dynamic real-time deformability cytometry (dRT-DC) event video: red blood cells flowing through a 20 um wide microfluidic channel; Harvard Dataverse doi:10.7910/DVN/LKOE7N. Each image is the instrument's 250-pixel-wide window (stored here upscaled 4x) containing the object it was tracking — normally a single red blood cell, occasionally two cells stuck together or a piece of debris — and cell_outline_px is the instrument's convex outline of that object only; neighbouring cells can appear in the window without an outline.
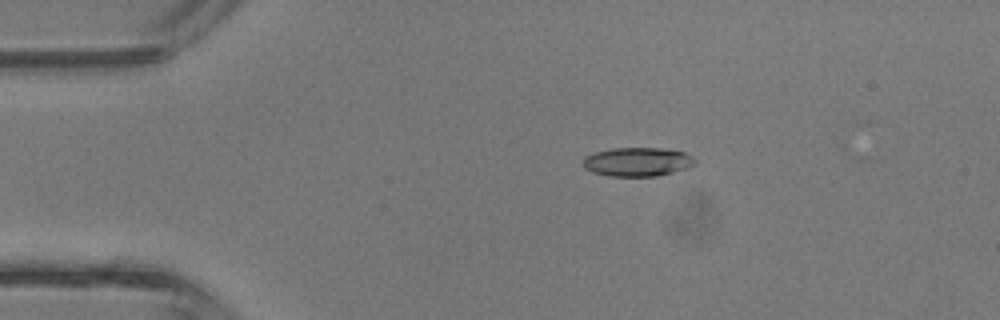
{"species": "common noctule bat (a hibernating species)", "species_latin": "Nyctalus noctula", "temperature_condition": "room temperature", "stored_images_in_passage": 3, "camera_frame_rate_fps": 3000, "um_per_image_px": 0.085, "animal": {"sex": "male", "body_mass_g": 13.3}, "frame": {"image": 1, "passage_image": 2, "time_ms": 0.333, "image_size_px": [1000, 320], "cell_outline_px": [[696, 164], [688, 168], [656, 176], [612, 176], [592, 172], [584, 168], [584, 156], [592, 152], [612, 148], [660, 148], [684, 152], [692, 156], [696, 160]], "centroid_in_image_um": [54.18, 13.75], "position_along_channel_um": 30.8, "area_um2": 18.9}}